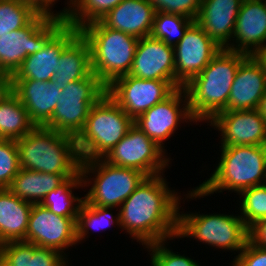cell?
<instances>
[{
  "instance_id": "obj_1",
  "label": "cell",
  "mask_w": 266,
  "mask_h": 266,
  "mask_svg": "<svg viewBox=\"0 0 266 266\" xmlns=\"http://www.w3.org/2000/svg\"><path fill=\"white\" fill-rule=\"evenodd\" d=\"M169 183L164 173L147 176L119 207L121 231L143 248L159 241L178 239L182 191L170 189Z\"/></svg>"
},
{
  "instance_id": "obj_2",
  "label": "cell",
  "mask_w": 266,
  "mask_h": 266,
  "mask_svg": "<svg viewBox=\"0 0 266 266\" xmlns=\"http://www.w3.org/2000/svg\"><path fill=\"white\" fill-rule=\"evenodd\" d=\"M218 164L209 178L187 190L181 200H197L228 191L237 195L244 189L266 184V146L236 145L220 147Z\"/></svg>"
},
{
  "instance_id": "obj_3",
  "label": "cell",
  "mask_w": 266,
  "mask_h": 266,
  "mask_svg": "<svg viewBox=\"0 0 266 266\" xmlns=\"http://www.w3.org/2000/svg\"><path fill=\"white\" fill-rule=\"evenodd\" d=\"M248 55L223 48L183 88L196 123H209L227 106L231 86L240 63Z\"/></svg>"
},
{
  "instance_id": "obj_4",
  "label": "cell",
  "mask_w": 266,
  "mask_h": 266,
  "mask_svg": "<svg viewBox=\"0 0 266 266\" xmlns=\"http://www.w3.org/2000/svg\"><path fill=\"white\" fill-rule=\"evenodd\" d=\"M20 168L53 174H76L81 159L76 139L44 126H35L16 141Z\"/></svg>"
},
{
  "instance_id": "obj_5",
  "label": "cell",
  "mask_w": 266,
  "mask_h": 266,
  "mask_svg": "<svg viewBox=\"0 0 266 266\" xmlns=\"http://www.w3.org/2000/svg\"><path fill=\"white\" fill-rule=\"evenodd\" d=\"M91 51V67L107 87L115 79L128 75L135 56L138 38L104 26L99 20L80 29Z\"/></svg>"
},
{
  "instance_id": "obj_6",
  "label": "cell",
  "mask_w": 266,
  "mask_h": 266,
  "mask_svg": "<svg viewBox=\"0 0 266 266\" xmlns=\"http://www.w3.org/2000/svg\"><path fill=\"white\" fill-rule=\"evenodd\" d=\"M134 120L105 93L89 110L76 139L81 161L104 158L121 141Z\"/></svg>"
},
{
  "instance_id": "obj_7",
  "label": "cell",
  "mask_w": 266,
  "mask_h": 266,
  "mask_svg": "<svg viewBox=\"0 0 266 266\" xmlns=\"http://www.w3.org/2000/svg\"><path fill=\"white\" fill-rule=\"evenodd\" d=\"M178 209L177 235L179 239L191 238L198 243L208 245L214 250L230 251L237 255L248 240V228L240 214L200 213ZM224 249V250H223ZM236 251V252H235Z\"/></svg>"
},
{
  "instance_id": "obj_8",
  "label": "cell",
  "mask_w": 266,
  "mask_h": 266,
  "mask_svg": "<svg viewBox=\"0 0 266 266\" xmlns=\"http://www.w3.org/2000/svg\"><path fill=\"white\" fill-rule=\"evenodd\" d=\"M80 171L84 189L89 188L85 201L101 207L119 208L147 177L137 169L117 167L103 158L81 161Z\"/></svg>"
},
{
  "instance_id": "obj_9",
  "label": "cell",
  "mask_w": 266,
  "mask_h": 266,
  "mask_svg": "<svg viewBox=\"0 0 266 266\" xmlns=\"http://www.w3.org/2000/svg\"><path fill=\"white\" fill-rule=\"evenodd\" d=\"M105 93L107 87L94 73L68 83L61 90L52 117L44 127L76 138L85 125L90 108Z\"/></svg>"
},
{
  "instance_id": "obj_10",
  "label": "cell",
  "mask_w": 266,
  "mask_h": 266,
  "mask_svg": "<svg viewBox=\"0 0 266 266\" xmlns=\"http://www.w3.org/2000/svg\"><path fill=\"white\" fill-rule=\"evenodd\" d=\"M65 24V20L38 14L27 26L1 36L0 71L13 75L28 55L43 49Z\"/></svg>"
},
{
  "instance_id": "obj_11",
  "label": "cell",
  "mask_w": 266,
  "mask_h": 266,
  "mask_svg": "<svg viewBox=\"0 0 266 266\" xmlns=\"http://www.w3.org/2000/svg\"><path fill=\"white\" fill-rule=\"evenodd\" d=\"M166 154L168 153L133 125L103 159L117 167L134 168L147 176H155L170 168L173 159Z\"/></svg>"
},
{
  "instance_id": "obj_12",
  "label": "cell",
  "mask_w": 266,
  "mask_h": 266,
  "mask_svg": "<svg viewBox=\"0 0 266 266\" xmlns=\"http://www.w3.org/2000/svg\"><path fill=\"white\" fill-rule=\"evenodd\" d=\"M184 122L197 125L190 113L186 91L180 87L163 101L139 115L134 120V125L167 153L165 141L175 136L173 134L180 130L182 124L184 126Z\"/></svg>"
},
{
  "instance_id": "obj_13",
  "label": "cell",
  "mask_w": 266,
  "mask_h": 266,
  "mask_svg": "<svg viewBox=\"0 0 266 266\" xmlns=\"http://www.w3.org/2000/svg\"><path fill=\"white\" fill-rule=\"evenodd\" d=\"M175 89L164 80H149L124 75L107 86V94L135 120Z\"/></svg>"
},
{
  "instance_id": "obj_14",
  "label": "cell",
  "mask_w": 266,
  "mask_h": 266,
  "mask_svg": "<svg viewBox=\"0 0 266 266\" xmlns=\"http://www.w3.org/2000/svg\"><path fill=\"white\" fill-rule=\"evenodd\" d=\"M76 219L58 216L41 204H33L24 242L55 249L69 259L66 251L78 245Z\"/></svg>"
},
{
  "instance_id": "obj_15",
  "label": "cell",
  "mask_w": 266,
  "mask_h": 266,
  "mask_svg": "<svg viewBox=\"0 0 266 266\" xmlns=\"http://www.w3.org/2000/svg\"><path fill=\"white\" fill-rule=\"evenodd\" d=\"M222 49L194 21L174 47L175 89L183 87L198 75Z\"/></svg>"
},
{
  "instance_id": "obj_16",
  "label": "cell",
  "mask_w": 266,
  "mask_h": 266,
  "mask_svg": "<svg viewBox=\"0 0 266 266\" xmlns=\"http://www.w3.org/2000/svg\"><path fill=\"white\" fill-rule=\"evenodd\" d=\"M207 125L220 133L219 147L266 146V121L258 109L220 112Z\"/></svg>"
},
{
  "instance_id": "obj_17",
  "label": "cell",
  "mask_w": 266,
  "mask_h": 266,
  "mask_svg": "<svg viewBox=\"0 0 266 266\" xmlns=\"http://www.w3.org/2000/svg\"><path fill=\"white\" fill-rule=\"evenodd\" d=\"M129 75L164 80L175 89L174 47L151 36L139 38Z\"/></svg>"
},
{
  "instance_id": "obj_18",
  "label": "cell",
  "mask_w": 266,
  "mask_h": 266,
  "mask_svg": "<svg viewBox=\"0 0 266 266\" xmlns=\"http://www.w3.org/2000/svg\"><path fill=\"white\" fill-rule=\"evenodd\" d=\"M266 46V1L243 0L231 43L225 48L253 55Z\"/></svg>"
},
{
  "instance_id": "obj_19",
  "label": "cell",
  "mask_w": 266,
  "mask_h": 266,
  "mask_svg": "<svg viewBox=\"0 0 266 266\" xmlns=\"http://www.w3.org/2000/svg\"><path fill=\"white\" fill-rule=\"evenodd\" d=\"M80 33L74 26L65 24L45 45L35 54L28 55L22 65L12 75L13 79H33L37 81H52L59 69V58L62 50Z\"/></svg>"
},
{
  "instance_id": "obj_20",
  "label": "cell",
  "mask_w": 266,
  "mask_h": 266,
  "mask_svg": "<svg viewBox=\"0 0 266 266\" xmlns=\"http://www.w3.org/2000/svg\"><path fill=\"white\" fill-rule=\"evenodd\" d=\"M265 92L266 76L255 58L248 55L237 69L222 112L258 109Z\"/></svg>"
},
{
  "instance_id": "obj_21",
  "label": "cell",
  "mask_w": 266,
  "mask_h": 266,
  "mask_svg": "<svg viewBox=\"0 0 266 266\" xmlns=\"http://www.w3.org/2000/svg\"><path fill=\"white\" fill-rule=\"evenodd\" d=\"M55 82L33 79H13V93L27 110L35 126H45L52 117L60 98Z\"/></svg>"
},
{
  "instance_id": "obj_22",
  "label": "cell",
  "mask_w": 266,
  "mask_h": 266,
  "mask_svg": "<svg viewBox=\"0 0 266 266\" xmlns=\"http://www.w3.org/2000/svg\"><path fill=\"white\" fill-rule=\"evenodd\" d=\"M243 0H202L196 22L221 48L232 40Z\"/></svg>"
},
{
  "instance_id": "obj_23",
  "label": "cell",
  "mask_w": 266,
  "mask_h": 266,
  "mask_svg": "<svg viewBox=\"0 0 266 266\" xmlns=\"http://www.w3.org/2000/svg\"><path fill=\"white\" fill-rule=\"evenodd\" d=\"M155 10L148 0H123L99 20L104 26L132 36H150Z\"/></svg>"
},
{
  "instance_id": "obj_24",
  "label": "cell",
  "mask_w": 266,
  "mask_h": 266,
  "mask_svg": "<svg viewBox=\"0 0 266 266\" xmlns=\"http://www.w3.org/2000/svg\"><path fill=\"white\" fill-rule=\"evenodd\" d=\"M69 261V262H68ZM61 252L24 241L0 244V266H70Z\"/></svg>"
},
{
  "instance_id": "obj_25",
  "label": "cell",
  "mask_w": 266,
  "mask_h": 266,
  "mask_svg": "<svg viewBox=\"0 0 266 266\" xmlns=\"http://www.w3.org/2000/svg\"><path fill=\"white\" fill-rule=\"evenodd\" d=\"M32 206L8 188L0 189V244L25 240Z\"/></svg>"
},
{
  "instance_id": "obj_26",
  "label": "cell",
  "mask_w": 266,
  "mask_h": 266,
  "mask_svg": "<svg viewBox=\"0 0 266 266\" xmlns=\"http://www.w3.org/2000/svg\"><path fill=\"white\" fill-rule=\"evenodd\" d=\"M58 62L59 69L53 77L57 89L92 74L90 46L81 33L62 50Z\"/></svg>"
},
{
  "instance_id": "obj_27",
  "label": "cell",
  "mask_w": 266,
  "mask_h": 266,
  "mask_svg": "<svg viewBox=\"0 0 266 266\" xmlns=\"http://www.w3.org/2000/svg\"><path fill=\"white\" fill-rule=\"evenodd\" d=\"M74 175L20 169L8 189L23 201L40 204L48 193Z\"/></svg>"
},
{
  "instance_id": "obj_28",
  "label": "cell",
  "mask_w": 266,
  "mask_h": 266,
  "mask_svg": "<svg viewBox=\"0 0 266 266\" xmlns=\"http://www.w3.org/2000/svg\"><path fill=\"white\" fill-rule=\"evenodd\" d=\"M83 188V178L79 170L48 193L40 204L58 216L77 218L85 198L77 196L74 191Z\"/></svg>"
},
{
  "instance_id": "obj_29",
  "label": "cell",
  "mask_w": 266,
  "mask_h": 266,
  "mask_svg": "<svg viewBox=\"0 0 266 266\" xmlns=\"http://www.w3.org/2000/svg\"><path fill=\"white\" fill-rule=\"evenodd\" d=\"M114 209L118 212L113 214L111 211H114ZM118 209L115 207L94 206L84 200L76 219V239L78 245L84 241L86 242L87 240L85 239L90 236L92 231H100L101 233V230L104 232L114 224L118 229H121Z\"/></svg>"
},
{
  "instance_id": "obj_30",
  "label": "cell",
  "mask_w": 266,
  "mask_h": 266,
  "mask_svg": "<svg viewBox=\"0 0 266 266\" xmlns=\"http://www.w3.org/2000/svg\"><path fill=\"white\" fill-rule=\"evenodd\" d=\"M34 127L27 110L14 93L0 103V139L17 141Z\"/></svg>"
},
{
  "instance_id": "obj_31",
  "label": "cell",
  "mask_w": 266,
  "mask_h": 266,
  "mask_svg": "<svg viewBox=\"0 0 266 266\" xmlns=\"http://www.w3.org/2000/svg\"><path fill=\"white\" fill-rule=\"evenodd\" d=\"M194 21L178 14L155 12L150 36L175 47Z\"/></svg>"
},
{
  "instance_id": "obj_32",
  "label": "cell",
  "mask_w": 266,
  "mask_h": 266,
  "mask_svg": "<svg viewBox=\"0 0 266 266\" xmlns=\"http://www.w3.org/2000/svg\"><path fill=\"white\" fill-rule=\"evenodd\" d=\"M123 0H71V7L66 24L80 29L84 25L98 21L108 11Z\"/></svg>"
},
{
  "instance_id": "obj_33",
  "label": "cell",
  "mask_w": 266,
  "mask_h": 266,
  "mask_svg": "<svg viewBox=\"0 0 266 266\" xmlns=\"http://www.w3.org/2000/svg\"><path fill=\"white\" fill-rule=\"evenodd\" d=\"M37 15L22 0H0V37L27 26Z\"/></svg>"
},
{
  "instance_id": "obj_34",
  "label": "cell",
  "mask_w": 266,
  "mask_h": 266,
  "mask_svg": "<svg viewBox=\"0 0 266 266\" xmlns=\"http://www.w3.org/2000/svg\"><path fill=\"white\" fill-rule=\"evenodd\" d=\"M240 217L247 228L266 217V184L242 190L238 194Z\"/></svg>"
},
{
  "instance_id": "obj_35",
  "label": "cell",
  "mask_w": 266,
  "mask_h": 266,
  "mask_svg": "<svg viewBox=\"0 0 266 266\" xmlns=\"http://www.w3.org/2000/svg\"><path fill=\"white\" fill-rule=\"evenodd\" d=\"M169 240L159 241L145 246L150 255L151 266H202L201 263L179 252H174L168 244ZM168 243V244H167ZM167 245V246H166ZM179 253V254H178Z\"/></svg>"
},
{
  "instance_id": "obj_36",
  "label": "cell",
  "mask_w": 266,
  "mask_h": 266,
  "mask_svg": "<svg viewBox=\"0 0 266 266\" xmlns=\"http://www.w3.org/2000/svg\"><path fill=\"white\" fill-rule=\"evenodd\" d=\"M20 169L16 140L0 139V189L9 188Z\"/></svg>"
},
{
  "instance_id": "obj_37",
  "label": "cell",
  "mask_w": 266,
  "mask_h": 266,
  "mask_svg": "<svg viewBox=\"0 0 266 266\" xmlns=\"http://www.w3.org/2000/svg\"><path fill=\"white\" fill-rule=\"evenodd\" d=\"M155 12L178 14L196 20L202 0H148Z\"/></svg>"
},
{
  "instance_id": "obj_38",
  "label": "cell",
  "mask_w": 266,
  "mask_h": 266,
  "mask_svg": "<svg viewBox=\"0 0 266 266\" xmlns=\"http://www.w3.org/2000/svg\"><path fill=\"white\" fill-rule=\"evenodd\" d=\"M231 266H266V249L247 240L242 251L235 255Z\"/></svg>"
},
{
  "instance_id": "obj_39",
  "label": "cell",
  "mask_w": 266,
  "mask_h": 266,
  "mask_svg": "<svg viewBox=\"0 0 266 266\" xmlns=\"http://www.w3.org/2000/svg\"><path fill=\"white\" fill-rule=\"evenodd\" d=\"M248 240L254 245L266 249V217L257 220L248 228Z\"/></svg>"
},
{
  "instance_id": "obj_40",
  "label": "cell",
  "mask_w": 266,
  "mask_h": 266,
  "mask_svg": "<svg viewBox=\"0 0 266 266\" xmlns=\"http://www.w3.org/2000/svg\"><path fill=\"white\" fill-rule=\"evenodd\" d=\"M25 4L31 6L38 14H44L49 17L60 19V11H55L54 5L59 0H22ZM53 7V8H52Z\"/></svg>"
},
{
  "instance_id": "obj_41",
  "label": "cell",
  "mask_w": 266,
  "mask_h": 266,
  "mask_svg": "<svg viewBox=\"0 0 266 266\" xmlns=\"http://www.w3.org/2000/svg\"><path fill=\"white\" fill-rule=\"evenodd\" d=\"M13 93V78L11 74L0 71V103Z\"/></svg>"
},
{
  "instance_id": "obj_42",
  "label": "cell",
  "mask_w": 266,
  "mask_h": 266,
  "mask_svg": "<svg viewBox=\"0 0 266 266\" xmlns=\"http://www.w3.org/2000/svg\"><path fill=\"white\" fill-rule=\"evenodd\" d=\"M255 60L260 64L266 76V46L262 47L252 55Z\"/></svg>"
},
{
  "instance_id": "obj_43",
  "label": "cell",
  "mask_w": 266,
  "mask_h": 266,
  "mask_svg": "<svg viewBox=\"0 0 266 266\" xmlns=\"http://www.w3.org/2000/svg\"><path fill=\"white\" fill-rule=\"evenodd\" d=\"M258 110L260 111L261 116L265 119L266 121V92L264 93L259 108Z\"/></svg>"
},
{
  "instance_id": "obj_44",
  "label": "cell",
  "mask_w": 266,
  "mask_h": 266,
  "mask_svg": "<svg viewBox=\"0 0 266 266\" xmlns=\"http://www.w3.org/2000/svg\"><path fill=\"white\" fill-rule=\"evenodd\" d=\"M65 4L67 6L60 10V19H62V20H66L68 14H69L70 7H71V0H67V2Z\"/></svg>"
}]
</instances>
